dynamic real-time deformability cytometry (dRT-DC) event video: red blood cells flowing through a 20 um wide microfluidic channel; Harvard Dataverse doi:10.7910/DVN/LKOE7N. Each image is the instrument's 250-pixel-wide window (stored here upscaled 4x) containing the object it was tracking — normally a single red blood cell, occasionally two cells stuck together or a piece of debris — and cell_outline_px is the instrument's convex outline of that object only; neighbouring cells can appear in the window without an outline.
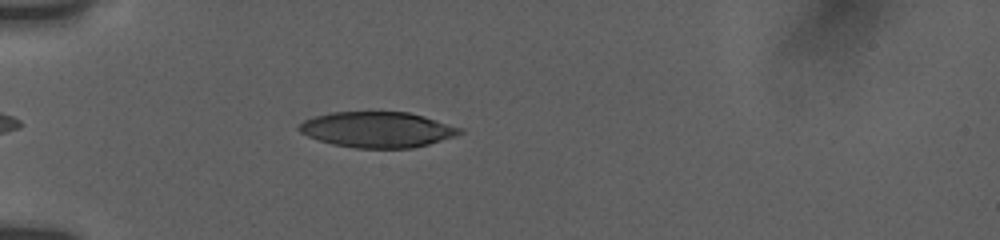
{"species": "human", "species_latin": "Homo sapiens", "temperature_condition": "room temperature", "stored_images_in_passage": 39, "camera_frame_rate_fps": 3000, "um_per_image_px": 0.085, "donor": {"sex": "female"}, "frame": {"image": 1, "passage_image": 5, "time_ms": 1.333, "image_size_px": [1000, 240], "cell_outline_px": [[464, 132], [456, 136], [428, 144], [412, 148], [356, 148], [332, 144], [308, 136], [300, 132], [296, 128], [304, 120], [316, 116], [332, 112], [408, 112], [424, 116], [464, 128]], "centroid_in_image_um": [32.11, 11.02], "position_along_channel_um": 52.9, "area_um2": 33.41}}
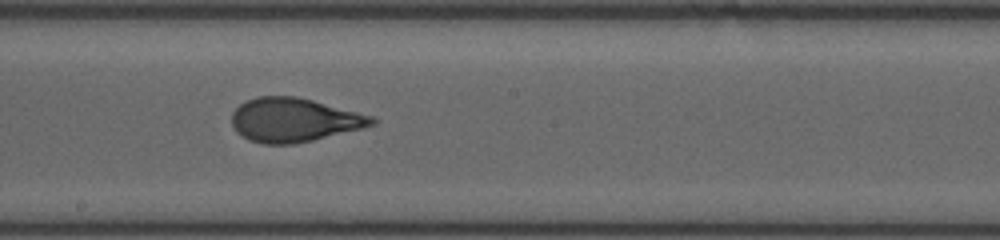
{"frame": {"image": 2, "passage_image": 20, "time_ms": 6.333, "image_size_px": [1000, 240], "cell_outline_px": [[376, 124], [312, 140], [292, 144], [264, 144], [248, 140], [236, 132], [232, 124], [232, 112], [240, 104], [256, 96], [296, 96], [312, 100], [372, 116], [376, 120]], "centroid_in_image_um": [24.94, 10.19], "position_along_channel_um": 223.3, "area_um2": 35.49}}
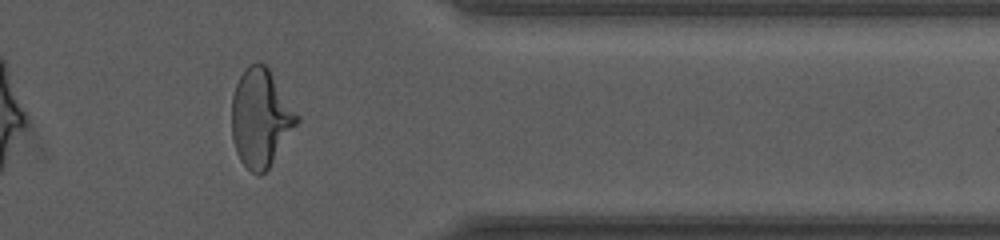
{"frame": {"image": 3, "passage_image": 34, "time_ms": 11.0, "image_size_px": [1000, 240], "cell_outline_px": [[300, 120], [268, 168], [260, 176], [252, 172], [240, 160], [236, 152], [232, 140], [232, 96], [236, 84], [244, 68], [248, 64], [256, 60], [264, 64], [268, 68], [300, 116]], "centroid_in_image_um": [22.15, 10.0], "position_along_channel_um": 389.3, "area_um2": 37.17}, "authors_computed_cell_mechanics": {"area_um2": 35.6626, "velocity_mm_per_s": 3.7726, "shape_relaxation_time_tau1_ms": 4.5212, "shape_relaxation_time_tau2_ms": 0.8449, "deformation_change_tau1": 0.1877, "deformation_change_tau2": 0.0784}}